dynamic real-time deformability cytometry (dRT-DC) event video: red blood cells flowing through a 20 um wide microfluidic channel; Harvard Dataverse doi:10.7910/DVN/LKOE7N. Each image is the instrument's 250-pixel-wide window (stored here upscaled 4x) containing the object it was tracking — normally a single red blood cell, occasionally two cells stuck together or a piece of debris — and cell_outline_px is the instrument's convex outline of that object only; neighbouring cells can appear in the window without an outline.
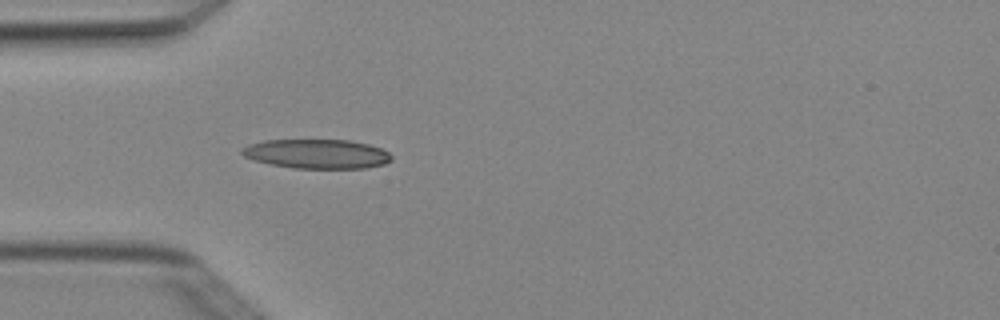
{"species": "Egyptian fruit bat (a non-hibernating species)", "species_latin": "Rousettus aegyptiacus", "temperature_condition": "cold", "stored_images_in_passage": 3, "camera_frame_rate_fps": 3000, "um_per_image_px": 0.085, "animal": {"sex": "female"}, "frame": {"image": 1, "passage_image": 3, "time_ms": 0.667, "image_size_px": [1000, 320], "cell_outline_px": [[392, 160], [384, 164], [364, 168], [292, 168], [272, 164], [256, 160], [244, 156], [240, 152], [240, 148], [248, 144], [264, 140], [348, 140], [368, 144], [380, 148], [388, 152], [392, 156]], "centroid_in_image_um": [26.92, 13.07], "position_along_channel_um": 58.1, "area_um2": 25.49}}